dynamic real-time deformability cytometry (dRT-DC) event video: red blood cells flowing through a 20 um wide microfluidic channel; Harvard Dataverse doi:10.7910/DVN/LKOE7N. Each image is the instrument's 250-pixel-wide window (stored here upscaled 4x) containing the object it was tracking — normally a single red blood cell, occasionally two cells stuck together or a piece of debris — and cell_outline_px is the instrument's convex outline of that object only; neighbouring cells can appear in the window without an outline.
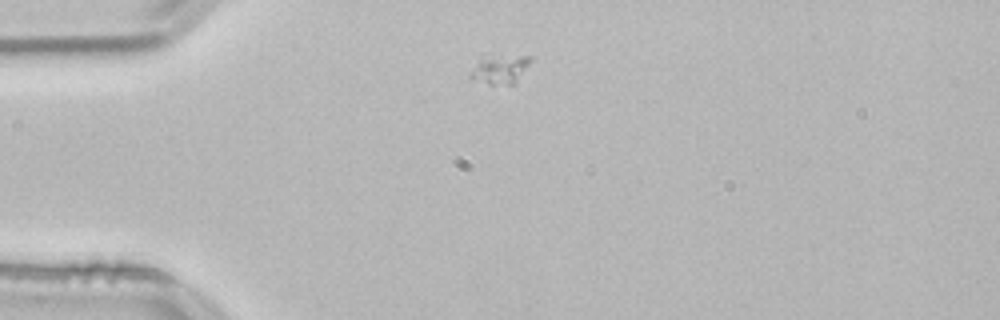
{"species": "common noctule bat (a hibernating species)", "species_latin": "Nyctalus noctula", "temperature_condition": "room temperature", "stored_images_in_passage": 42, "camera_frame_rate_fps": 3000, "um_per_image_px": 0.085, "animal": {"sex": "male", "body_mass_g": 21.5, "forearm_length_mm": 52.0}, "frame": {"image": 1, "passage_image": 1, "time_ms": 0.0, "image_size_px": [1000, 320], "cell_outline_px": [[532, 60], [516, 84], [488, 84], [472, 80], [468, 76], [468, 72], [480, 52], [532, 56]], "centroid_in_image_um": [42.4, 5.8], "position_along_channel_um": 42.6, "area_um2": 11.39}}
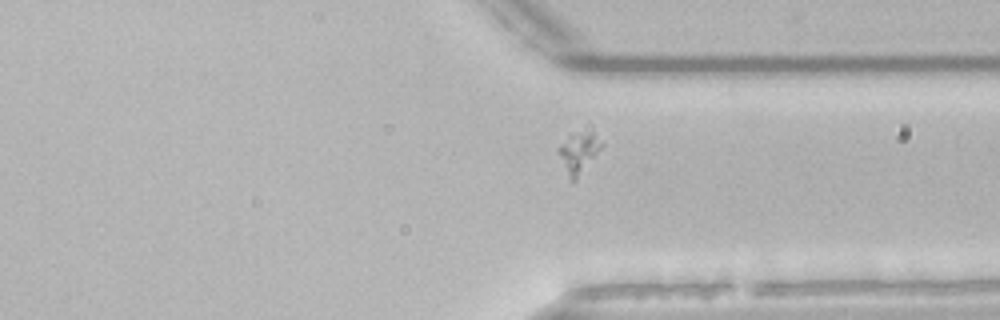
{"frame": {"image": 2, "passage_image": 29, "time_ms": 9.333, "image_size_px": [1000, 320], "cell_outline_px": [[604, 144], [576, 180], [572, 180], [568, 176], [556, 152], [556, 148], [568, 136], [592, 128]], "centroid_in_image_um": [49.19, 12.91], "position_along_channel_um": 362.2, "area_um2": 10.35}}
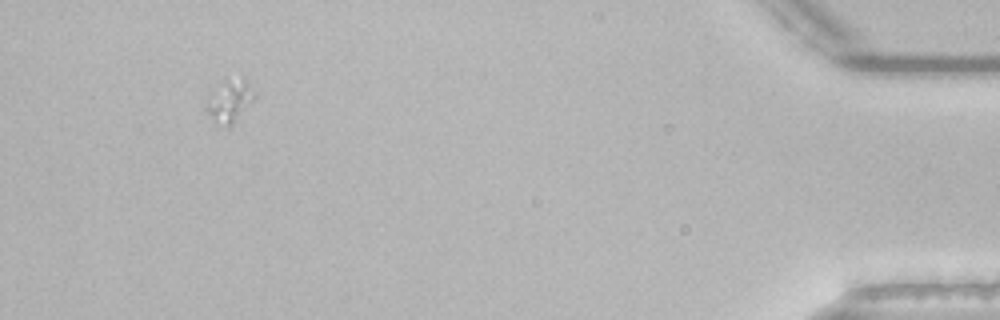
{"frame": {"image": 3, "passage_image": 39, "time_ms": 12.667, "image_size_px": [1000, 320], "cell_outline_px": [[256, 96], [232, 124], [228, 128], [216, 128], [204, 108], [204, 104], [228, 84], [244, 76], [248, 80], [256, 92]], "centroid_in_image_um": [19.55, 8.73], "position_along_channel_um": 415.6, "area_um2": 11.27}}